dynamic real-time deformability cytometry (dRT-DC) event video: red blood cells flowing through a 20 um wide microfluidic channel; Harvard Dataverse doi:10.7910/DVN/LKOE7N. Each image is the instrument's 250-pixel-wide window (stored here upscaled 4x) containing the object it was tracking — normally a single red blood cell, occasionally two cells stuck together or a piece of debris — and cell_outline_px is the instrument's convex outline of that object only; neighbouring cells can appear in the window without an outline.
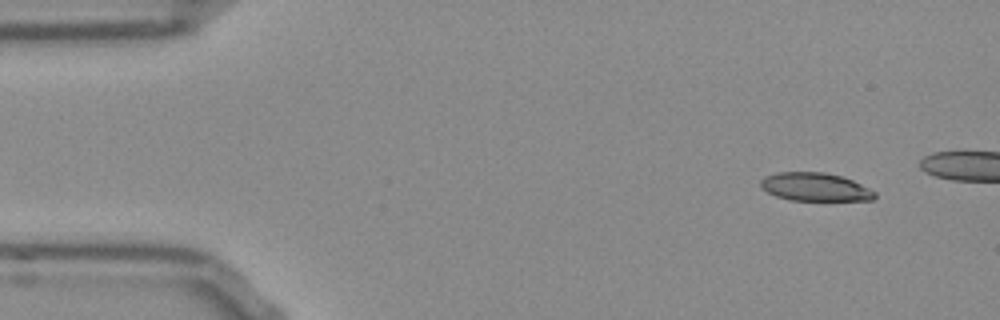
{"species": "Egyptian fruit bat (a non-hibernating species)", "species_latin": "Rousettus aegyptiacus", "temperature_condition": "room temperature", "stored_images_in_passage": 10, "camera_frame_rate_fps": 3000, "um_per_image_px": 0.085, "frame": {"image": 1, "passage_image": 1, "time_ms": 0.0, "image_size_px": [1000, 320], "cell_outline_px": [[876, 196], [872, 200], [788, 200], [776, 196], [760, 188], [760, 180], [764, 176], [776, 172], [824, 172], [840, 176], [852, 180], [876, 192]], "centroid_in_image_um": [69.23, 15.89], "position_along_channel_um": 15.8, "area_um2": 18.79}}